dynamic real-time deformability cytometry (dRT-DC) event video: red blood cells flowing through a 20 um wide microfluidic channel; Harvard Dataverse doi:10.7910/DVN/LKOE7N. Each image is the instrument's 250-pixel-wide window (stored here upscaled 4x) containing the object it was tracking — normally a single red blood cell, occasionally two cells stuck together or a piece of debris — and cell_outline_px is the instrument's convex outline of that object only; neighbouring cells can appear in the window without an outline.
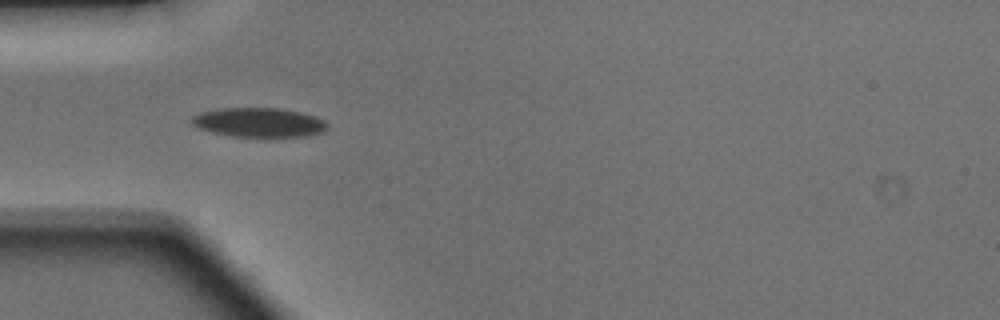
{"species": "Egyptian fruit bat (a non-hibernating species)", "species_latin": "Rousettus aegyptiacus", "temperature_condition": "warm", "stored_images_in_passage": 25, "camera_frame_rate_fps": 3000, "um_per_image_px": 0.085, "animal": {"sex": "male"}, "frame": {"image": 1, "passage_image": 4, "time_ms": 1.0, "image_size_px": [1000, 320], "cell_outline_px": [[328, 128], [324, 132], [304, 136], [232, 136], [212, 132], [196, 128], [192, 124], [192, 116], [200, 112], [220, 108], [280, 108], [300, 112], [316, 116], [324, 120], [328, 124]], "centroid_in_image_um": [22.01, 10.4], "position_along_channel_um": 63.0, "area_um2": 23.18}}